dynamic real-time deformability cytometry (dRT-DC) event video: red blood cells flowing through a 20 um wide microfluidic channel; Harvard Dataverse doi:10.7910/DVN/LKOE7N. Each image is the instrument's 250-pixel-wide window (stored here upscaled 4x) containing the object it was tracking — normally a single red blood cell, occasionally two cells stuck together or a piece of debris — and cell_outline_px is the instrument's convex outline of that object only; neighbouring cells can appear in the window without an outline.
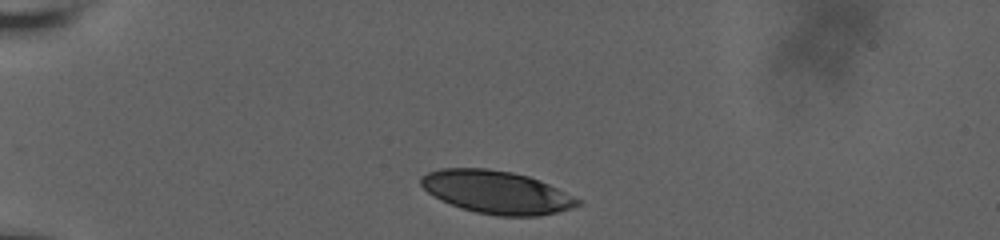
{"species": "human", "species_latin": "Homo sapiens", "temperature_condition": "room temperature", "stored_images_in_passage": 36, "camera_frame_rate_fps": 3000, "um_per_image_px": 0.085, "donor": {"sex": "male"}, "frame": {"image": 1, "passage_image": 1, "time_ms": 0.0, "image_size_px": [1000, 240], "cell_outline_px": [[584, 200], [580, 204], [572, 208], [540, 216], [500, 216], [476, 212], [460, 208], [440, 200], [428, 192], [420, 184], [420, 176], [428, 172], [440, 168], [488, 168], [512, 172], [528, 176], [540, 180]], "centroid_in_image_um": [42.22, 16.33], "position_along_channel_um": 42.8, "area_um2": 39.42}}
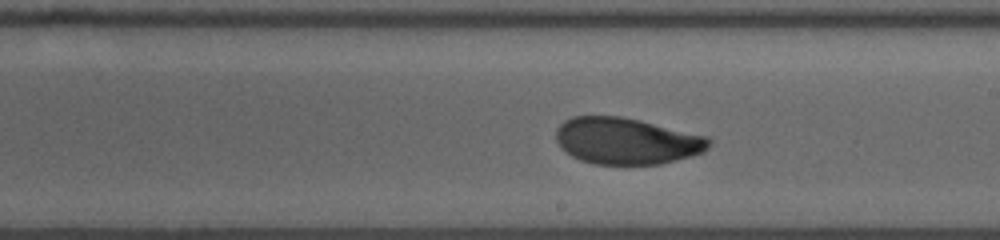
{"frame": {"image": 2, "passage_image": 21, "time_ms": 6.667, "image_size_px": [1000, 240], "cell_outline_px": [[712, 144], [704, 152], [692, 156], [660, 164], [592, 164], [580, 160], [572, 156], [556, 140], [556, 128], [564, 120], [572, 116], [620, 116], [640, 120], [708, 136], [712, 140]], "centroid_in_image_um": [53.29, 11.98], "position_along_channel_um": 235.7, "area_um2": 41.62}}
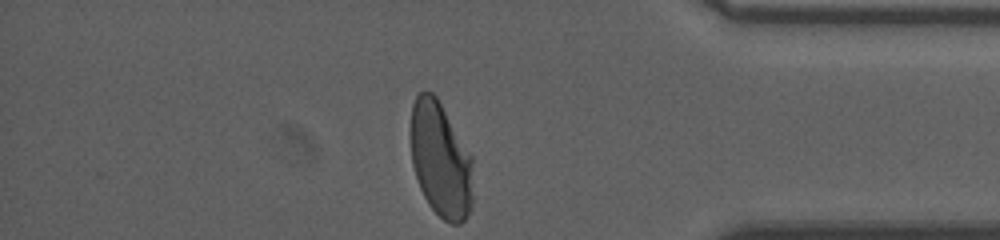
{"frame": {"image": 3, "passage_image": 36, "time_ms": 11.667, "image_size_px": [1000, 240], "cell_outline_px": [[472, 204], [464, 220], [460, 224], [452, 224], [444, 220], [428, 204], [420, 188], [412, 164], [412, 104], [416, 96], [420, 92], [432, 92], [436, 96], [472, 156]], "centroid_in_image_um": [37.46, 13.6], "position_along_channel_um": 397.7, "area_um2": 41.38}, "authors_computed_cell_mechanics": {"area_um2": 41.7605, "velocity_mm_per_s": 3.6418, "shape_relaxation_time_tau1_ms": 4.9398, "shape_relaxation_time_tau2_ms": 1.3006, "deformation_change_tau1": 0.178, "deformation_change_tau2": 0.0363}}